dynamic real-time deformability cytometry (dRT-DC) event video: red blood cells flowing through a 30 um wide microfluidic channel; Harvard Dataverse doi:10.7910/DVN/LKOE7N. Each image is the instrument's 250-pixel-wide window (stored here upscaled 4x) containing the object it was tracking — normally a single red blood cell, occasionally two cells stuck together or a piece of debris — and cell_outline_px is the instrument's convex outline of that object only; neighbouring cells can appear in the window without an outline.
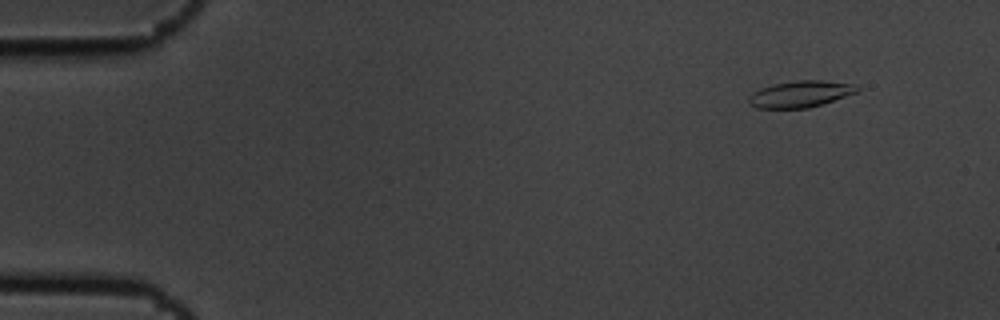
{"species": "common noctule bat (a hibernating species)", "species_latin": "Nyctalus noctula", "temperature_condition": "cold", "stored_images_in_passage": 5, "camera_frame_rate_fps": 3000, "um_per_image_px": 0.085, "animal": {"sex": "male", "body_mass_g": 19.5, "forearm_length_mm": 54.6}, "frame": {"image": 1, "passage_image": 1, "time_ms": 0.0, "image_size_px": [1000, 320], "cell_outline_px": [[860, 88], [856, 92], [824, 104], [808, 108], [756, 108], [748, 104], [748, 96], [752, 92], [760, 88], [772, 84], [796, 80], [820, 80], [856, 84]], "centroid_in_image_um": [68.0, 7.99], "position_along_channel_um": 17.0, "area_um2": 16.94}}